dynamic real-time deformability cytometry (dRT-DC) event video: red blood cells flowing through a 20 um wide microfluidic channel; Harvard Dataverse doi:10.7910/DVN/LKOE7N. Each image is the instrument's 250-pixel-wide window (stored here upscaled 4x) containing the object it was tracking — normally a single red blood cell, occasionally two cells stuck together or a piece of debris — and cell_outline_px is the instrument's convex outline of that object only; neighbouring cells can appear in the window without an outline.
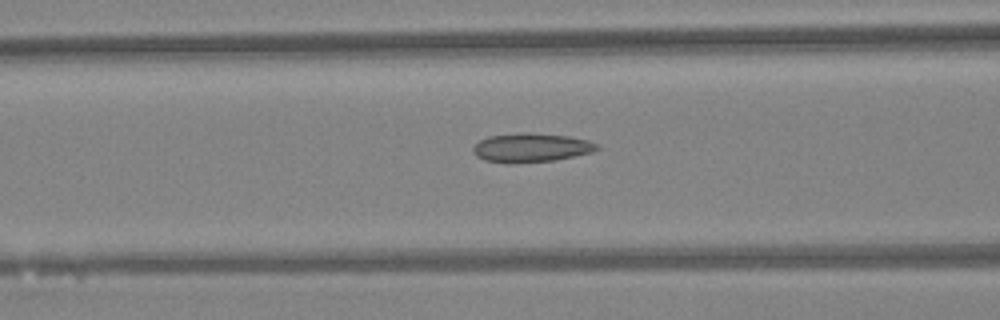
{"species": "Egyptian fruit bat (a non-hibernating species)", "species_latin": "Rousettus aegyptiacus", "temperature_condition": "warm", "stored_images_in_passage": 47, "camera_frame_rate_fps": 3000, "um_per_image_px": 0.085, "animal": {"sex": "female"}, "frame": {"image": 1, "passage_image": 19, "time_ms": 6.0, "image_size_px": [1000, 320], "cell_outline_px": [[600, 148], [592, 152], [556, 160], [512, 164], [504, 164], [484, 160], [476, 156], [472, 152], [472, 148], [480, 140], [488, 136], [524, 132], [532, 132], [568, 136], [588, 140], [600, 144]], "centroid_in_image_um": [45.14, 12.56], "position_along_channel_um": 121.5, "area_um2": 21.33}}
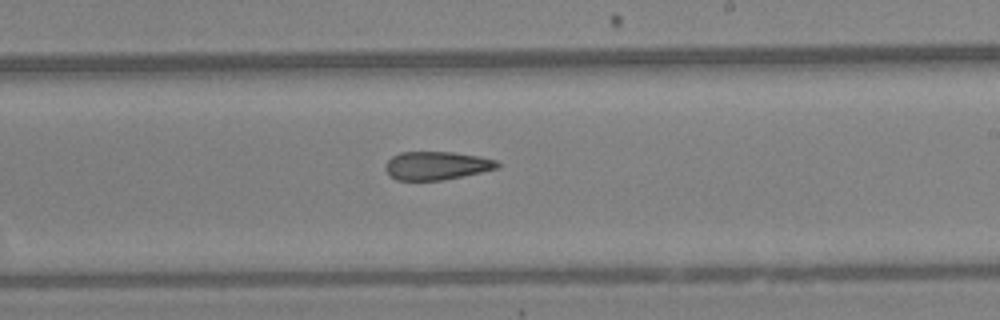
{"frame": {"image": 2, "passage_image": 28, "time_ms": 9.0, "image_size_px": [1000, 320], "cell_outline_px": [[500, 168], [444, 180], [396, 180], [388, 176], [384, 168], [384, 164], [392, 156], [400, 152], [452, 152], [480, 156], [496, 160], [500, 164]], "centroid_in_image_um": [37.09, 14.08], "position_along_channel_um": 251.9, "area_um2": 18.73}}
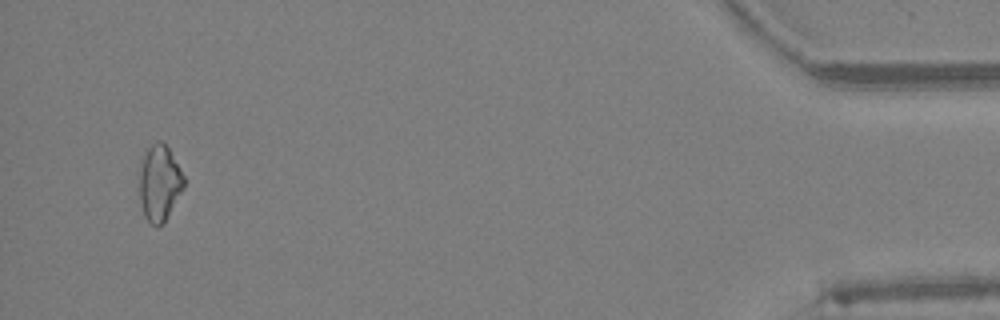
{"frame": {"image": 3, "passage_image": 45, "time_ms": 14.667, "image_size_px": [1000, 320], "cell_outline_px": [[184, 188], [164, 224], [156, 228], [148, 224], [144, 216], [140, 200], [140, 160], [148, 148], [156, 140], [160, 140], [168, 148], [184, 176]], "centroid_in_image_um": [13.54, 15.61], "position_along_channel_um": 421.7, "area_um2": 19.94}, "authors_computed_cell_mechanics": {"area_um2": 19.941, "velocity_mm_per_s": 4.3724, "shape_relaxation_time_tau1_ms": null, "shape_relaxation_time_tau2_ms": 5.7957, "deformation_change_tau1": null, "deformation_change_tau2": 0.1598}}